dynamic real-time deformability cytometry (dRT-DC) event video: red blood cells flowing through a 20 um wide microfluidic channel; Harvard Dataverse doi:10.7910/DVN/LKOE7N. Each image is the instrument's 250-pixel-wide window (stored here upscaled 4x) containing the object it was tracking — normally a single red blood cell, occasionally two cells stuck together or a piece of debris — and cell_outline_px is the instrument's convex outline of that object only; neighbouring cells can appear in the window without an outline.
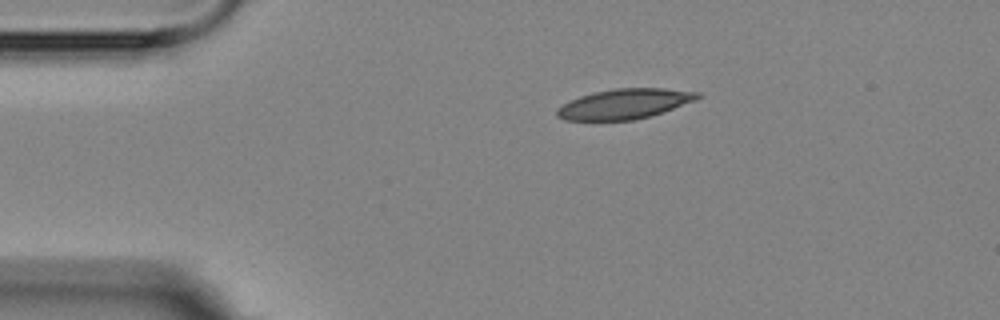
{"species": "Egyptian fruit bat (a non-hibernating species)", "species_latin": "Rousettus aegyptiacus", "temperature_condition": "room temperature", "stored_images_in_passage": 2, "camera_frame_rate_fps": 3000, "um_per_image_px": 0.085, "animal": {"sex": "female"}, "frame": {"image": 1, "passage_image": 1, "time_ms": 0.0, "image_size_px": [1000, 320], "cell_outline_px": [[704, 96], [696, 100], [648, 116], [632, 120], [564, 120], [556, 116], [556, 108], [580, 96], [592, 92], [616, 88], [664, 88], [700, 92]], "centroid_in_image_um": [53.08, 8.82], "position_along_channel_um": 31.9, "area_um2": 24.45}}